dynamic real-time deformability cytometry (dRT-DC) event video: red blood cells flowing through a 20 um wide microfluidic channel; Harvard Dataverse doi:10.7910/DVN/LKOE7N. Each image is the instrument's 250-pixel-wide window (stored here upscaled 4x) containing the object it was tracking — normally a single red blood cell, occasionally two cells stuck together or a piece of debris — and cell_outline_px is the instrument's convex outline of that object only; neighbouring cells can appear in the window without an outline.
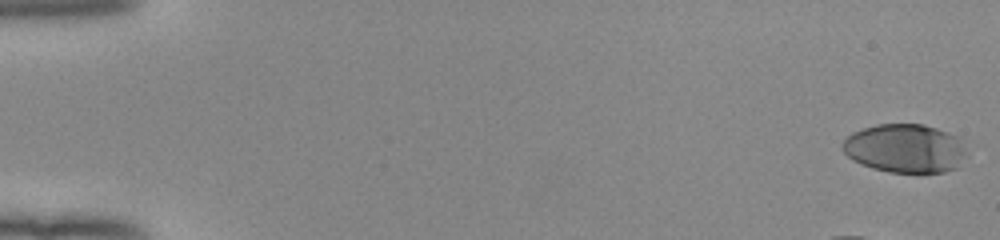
{"species": "human", "species_latin": "Homo sapiens", "temperature_condition": "room temperature", "stored_images_in_passage": 44, "camera_frame_rate_fps": 3000, "um_per_image_px": 0.085, "donor": {"sex": "female"}, "frame": {"image": 1, "passage_image": 1, "time_ms": 0.0, "image_size_px": [1000, 240], "cell_outline_px": [[968, 156], [956, 168], [944, 172], [888, 172], [872, 168], [860, 164], [852, 160], [840, 148], [844, 140], [852, 132], [876, 124], [924, 124], [960, 136]], "centroid_in_image_um": [76.95, 12.61], "position_along_channel_um": 8.1, "area_um2": 35.66}}